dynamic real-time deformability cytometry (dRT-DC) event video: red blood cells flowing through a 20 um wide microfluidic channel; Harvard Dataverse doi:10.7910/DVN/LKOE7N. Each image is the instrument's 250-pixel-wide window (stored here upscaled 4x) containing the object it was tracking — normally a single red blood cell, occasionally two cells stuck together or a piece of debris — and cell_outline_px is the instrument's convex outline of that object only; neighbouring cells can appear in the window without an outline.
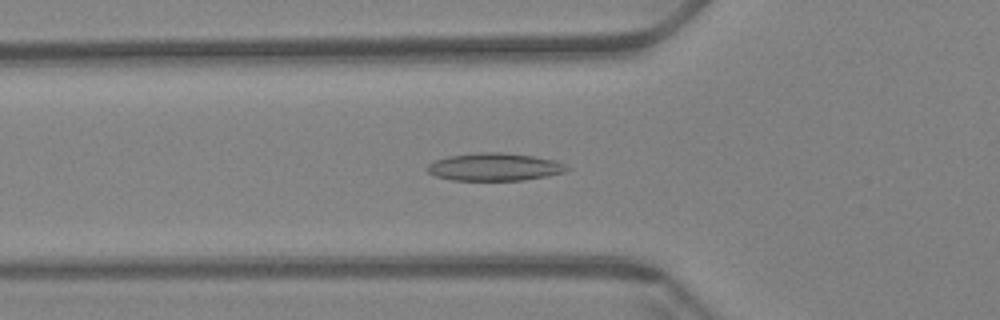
{"species": "Egyptian fruit bat (a non-hibernating species)", "species_latin": "Rousettus aegyptiacus", "temperature_condition": "warm", "stored_images_in_passage": 55, "camera_frame_rate_fps": 3000, "um_per_image_px": 0.085, "animal": {"sex": "female"}, "frame": {"image": 1, "passage_image": 20, "time_ms": 6.333, "image_size_px": [1000, 320], "cell_outline_px": [[572, 168], [564, 172], [548, 176], [524, 180], [452, 180], [436, 176], [428, 172], [424, 168], [428, 164], [436, 160], [448, 156], [480, 152], [500, 152], [532, 156], [556, 160]], "centroid_in_image_um": [42.04, 14.19], "position_along_channel_um": 83.8, "area_um2": 22.6}}
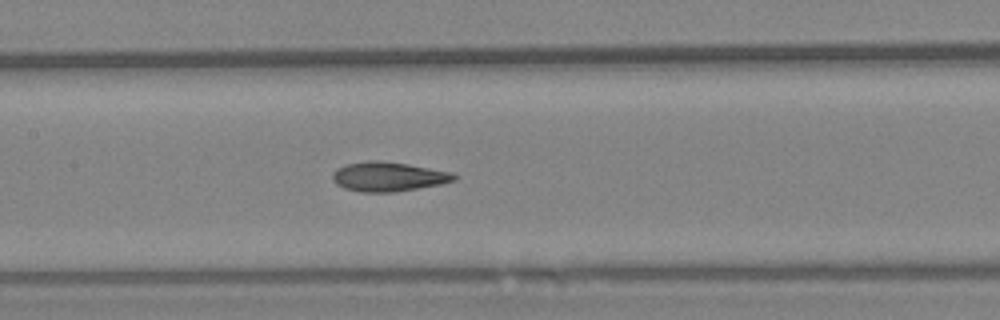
{"frame": {"image": 2, "passage_image": 28, "time_ms": 9.0, "image_size_px": [1000, 320], "cell_outline_px": [[460, 176], [456, 180], [440, 184], [396, 192], [360, 192], [344, 188], [336, 184], [332, 180], [332, 172], [336, 168], [344, 164], [368, 160], [376, 160], [408, 164], [452, 172]], "centroid_in_image_um": [32.99, 15.01], "position_along_channel_um": 174.4, "area_um2": 21.1}}
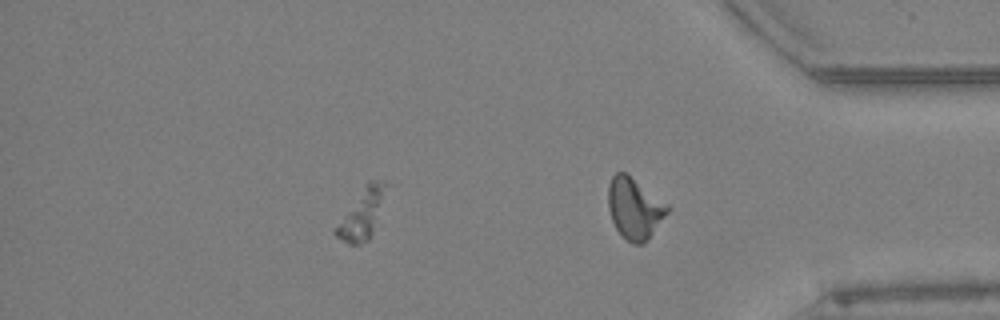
{"frame": {"image": 3, "passage_image": 47, "time_ms": 15.333, "image_size_px": [1000, 320], "cell_outline_px": [[388, 184], [372, 236], [368, 240], [360, 244], [348, 244], [336, 236], [332, 232], [364, 184], [368, 180], [384, 180]], "centroid_in_image_um": [30.78, 18.17], "position_along_channel_um": 404.4, "area_um2": 14.45}, "authors_computed_cell_mechanics": {"area_um2": 20.3456, "velocity_mm_per_s": 3.3845, "shape_relaxation_time_tau1_ms": null, "shape_relaxation_time_tau2_ms": 2.3672, "deformation_change_tau1": null, "deformation_change_tau2": 0.0917}}